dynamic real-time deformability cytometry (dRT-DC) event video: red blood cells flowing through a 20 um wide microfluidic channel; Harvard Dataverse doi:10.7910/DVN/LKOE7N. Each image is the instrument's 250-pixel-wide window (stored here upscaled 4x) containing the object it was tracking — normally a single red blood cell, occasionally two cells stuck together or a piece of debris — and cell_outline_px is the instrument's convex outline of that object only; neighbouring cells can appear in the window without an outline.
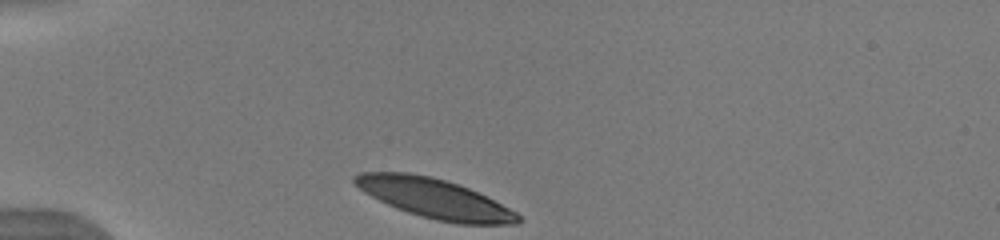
{"species": "human", "species_latin": "Homo sapiens", "temperature_condition": "warm", "stored_images_in_passage": 33, "camera_frame_rate_fps": 3000, "um_per_image_px": 0.085, "donor": {"sex": "male"}, "frame": {"image": 1, "passage_image": 1, "time_ms": 0.0, "image_size_px": [1000, 240], "cell_outline_px": [[520, 224], [456, 224], [436, 220], [420, 216], [396, 208], [364, 192], [352, 180], [352, 176], [360, 172], [408, 172], [432, 176], [468, 188], [516, 212], [520, 216]], "centroid_in_image_um": [36.91, 16.87], "position_along_channel_um": 48.1, "area_um2": 37.22}}
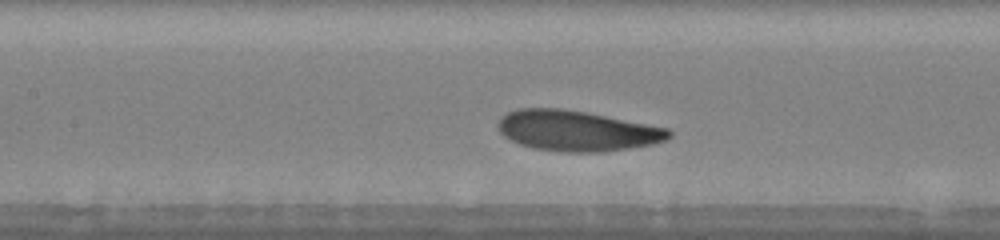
{"frame": {"image": 2, "passage_image": 12, "time_ms": 3.667, "image_size_px": [1000, 240], "cell_outline_px": [[672, 136], [668, 140], [652, 144], [604, 152], [564, 152], [532, 148], [520, 144], [504, 136], [500, 132], [496, 124], [500, 116], [508, 112], [520, 108], [560, 108], [584, 112], [668, 128], [672, 132]], "centroid_in_image_um": [49.01, 11.12], "position_along_channel_um": 158.4, "area_um2": 40.29}}
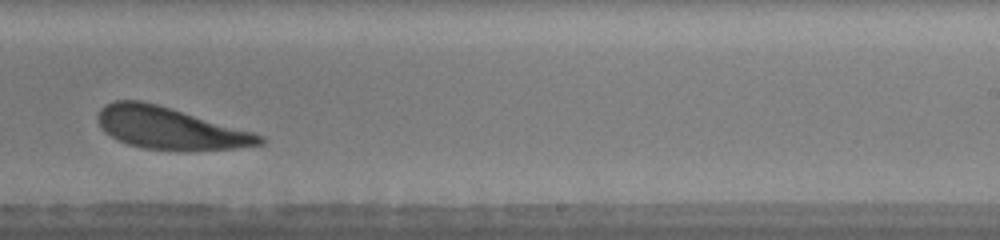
{"frame": {"image": 3, "passage_image": 21, "time_ms": 6.667, "image_size_px": [1000, 240], "cell_outline_px": [[264, 144], [236, 148], [144, 148], [128, 144], [104, 132], [100, 128], [96, 116], [100, 108], [104, 104], [112, 100], [140, 100], [156, 104], [252, 132], [264, 136]], "centroid_in_image_um": [14.35, 10.85], "position_along_channel_um": 274.7, "area_um2": 38.32}, "authors_computed_cell_mechanics": {"area_um2": 40.2866, "velocity_mm_per_s": 3.8829, "shape_relaxation_time_tau1_ms": 1.804, "shape_relaxation_time_tau2_ms": 8.0199, "deformation_change_tau1": 0.1339, "deformation_change_tau2": 0.2081}}